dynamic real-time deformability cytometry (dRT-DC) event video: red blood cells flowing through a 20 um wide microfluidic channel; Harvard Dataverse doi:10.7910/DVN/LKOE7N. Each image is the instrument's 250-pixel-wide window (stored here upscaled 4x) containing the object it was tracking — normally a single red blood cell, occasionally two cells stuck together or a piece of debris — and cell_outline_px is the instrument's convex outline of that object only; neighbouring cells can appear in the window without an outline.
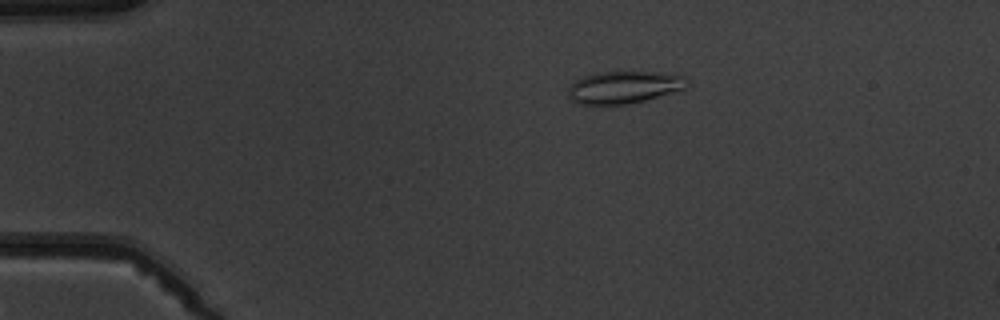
{"species": "common noctule bat (a hibernating species)", "species_latin": "Nyctalus noctula", "temperature_condition": "warm", "stored_images_in_passage": 5, "camera_frame_rate_fps": 3000, "um_per_image_px": 0.085, "animal": {"sex": "male", "body_mass_g": 19.5, "forearm_length_mm": 54.6}, "frame": {"image": 1, "passage_image": 3, "time_ms": 2.333, "image_size_px": [1000, 320], "cell_outline_px": [[684, 88], [644, 100], [624, 104], [580, 104], [572, 100], [568, 96], [568, 88], [576, 80], [584, 76], [596, 72], [660, 72], [684, 76]], "centroid_in_image_um": [52.95, 7.4], "position_along_channel_um": 32.0, "area_um2": 21.79}}